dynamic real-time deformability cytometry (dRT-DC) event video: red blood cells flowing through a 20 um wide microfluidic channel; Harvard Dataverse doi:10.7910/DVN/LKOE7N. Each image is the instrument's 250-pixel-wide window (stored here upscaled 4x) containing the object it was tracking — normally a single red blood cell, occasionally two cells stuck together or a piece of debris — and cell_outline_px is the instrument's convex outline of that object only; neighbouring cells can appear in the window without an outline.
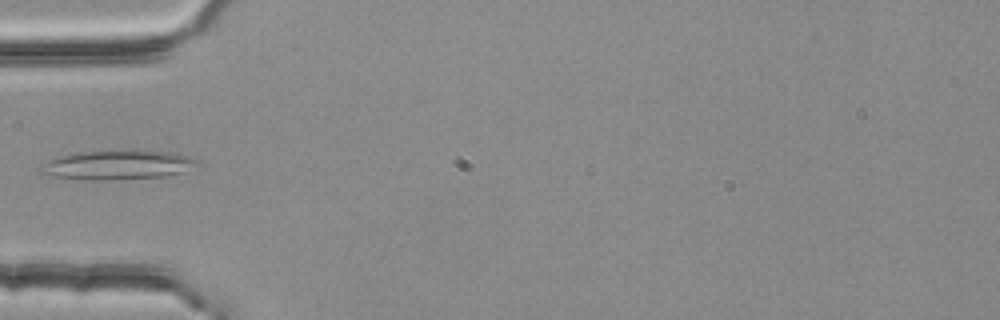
{"species": "common noctule bat (a hibernating species)", "species_latin": "Nyctalus noctula", "temperature_condition": "room temperature", "stored_images_in_passage": 4, "camera_frame_rate_fps": 3000, "um_per_image_px": 0.085, "animal": {"sex": "female", "body_mass_g": 25.1}, "frame": {"image": 1, "passage_image": 4, "time_ms": 1.0, "image_size_px": [1000, 320], "cell_outline_px": [[196, 160], [184, 172], [164, 176], [112, 180], [92, 180], [52, 176], [40, 172], [36, 168], [48, 160], [56, 156], [76, 152], [132, 148], [176, 152], [188, 156]], "centroid_in_image_um": [9.92, 13.98], "position_along_channel_um": 75.1, "area_um2": 27.4}}